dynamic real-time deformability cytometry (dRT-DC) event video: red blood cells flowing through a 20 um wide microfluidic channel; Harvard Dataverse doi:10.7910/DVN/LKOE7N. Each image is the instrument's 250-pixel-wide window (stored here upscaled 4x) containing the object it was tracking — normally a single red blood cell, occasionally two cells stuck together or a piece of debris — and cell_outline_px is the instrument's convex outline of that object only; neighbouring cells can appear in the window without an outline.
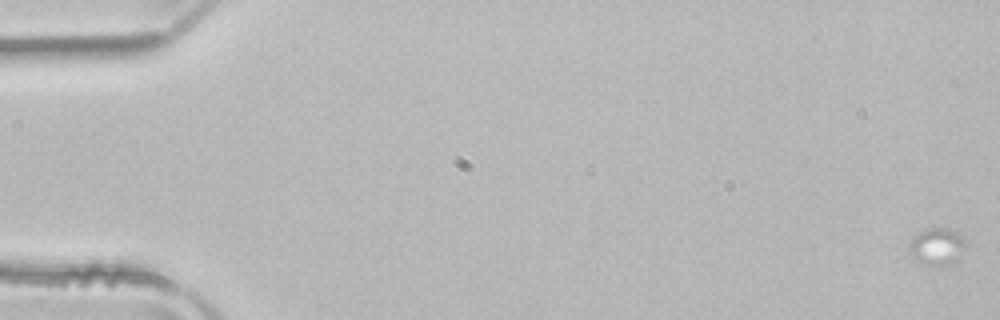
{"species": "common noctule bat (a hibernating species)", "species_latin": "Nyctalus noctula", "temperature_condition": "room temperature", "stored_images_in_passage": 19, "camera_frame_rate_fps": 3000, "um_per_image_px": 0.085, "animal": {"sex": "male", "body_mass_g": 21.5, "forearm_length_mm": 52.0}, "frame": {"image": 1, "passage_image": 1, "time_ms": 0.0, "image_size_px": [1000, 320], "cell_outline_px": [[968, 248], [956, 260], [948, 264], [928, 264], [916, 260], [908, 252], [908, 248], [912, 240], [920, 232], [928, 228], [948, 228], [964, 236], [968, 240]], "centroid_in_image_um": [79.73, 20.92], "position_along_channel_um": 5.3, "area_um2": 12.2}}
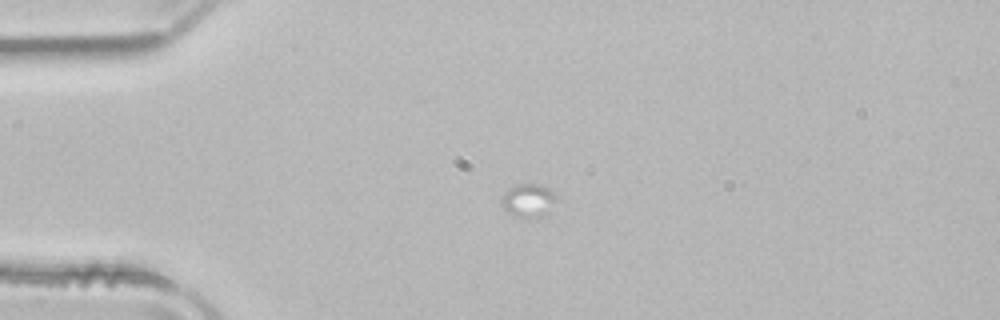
{"frame": {"image": 2, "passage_image": 14, "time_ms": 4.333, "image_size_px": [1000, 320], "cell_outline_px": [[560, 200], [548, 216], [536, 220], [516, 216], [504, 208], [500, 200], [512, 188], [520, 184], [540, 184], [548, 188]], "centroid_in_image_um": [45.06, 17.11], "position_along_channel_um": 39.9, "area_um2": 10.98}}